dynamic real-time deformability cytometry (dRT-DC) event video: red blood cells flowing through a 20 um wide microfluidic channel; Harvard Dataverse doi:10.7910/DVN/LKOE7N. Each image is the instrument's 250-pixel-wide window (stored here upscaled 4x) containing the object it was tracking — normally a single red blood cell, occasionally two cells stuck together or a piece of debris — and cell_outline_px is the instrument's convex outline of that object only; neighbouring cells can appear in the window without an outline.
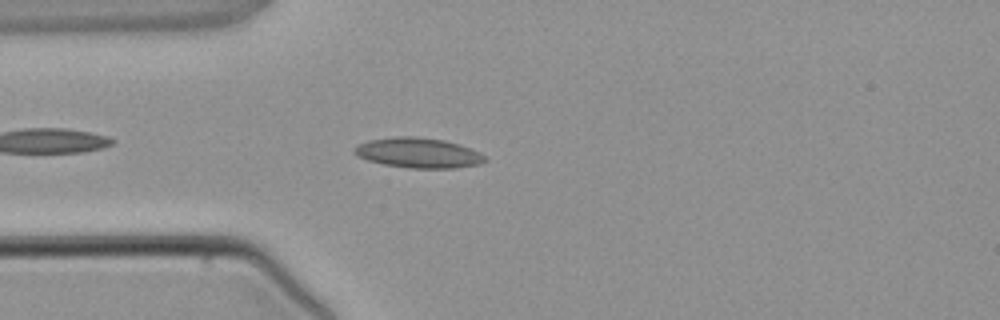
{"species": "common noctule bat (a hibernating species)", "species_latin": "Nyctalus noctula", "temperature_condition": "warm", "stored_images_in_passage": 2, "camera_frame_rate_fps": 3000, "um_per_image_px": 0.085, "animal": {"sex": "male", "body_mass_g": 21.5, "forearm_length_mm": 52.0}, "frame": {"image": 1, "passage_image": 2, "time_ms": 1.0, "image_size_px": [1000, 320], "cell_outline_px": [[488, 160], [480, 164], [456, 168], [408, 168], [384, 164], [368, 160], [356, 156], [352, 152], [352, 148], [356, 144], [368, 140], [396, 136], [416, 136], [444, 140], [460, 144], [480, 152]], "centroid_in_image_um": [35.53, 12.98], "position_along_channel_um": 49.5, "area_um2": 23.24}}